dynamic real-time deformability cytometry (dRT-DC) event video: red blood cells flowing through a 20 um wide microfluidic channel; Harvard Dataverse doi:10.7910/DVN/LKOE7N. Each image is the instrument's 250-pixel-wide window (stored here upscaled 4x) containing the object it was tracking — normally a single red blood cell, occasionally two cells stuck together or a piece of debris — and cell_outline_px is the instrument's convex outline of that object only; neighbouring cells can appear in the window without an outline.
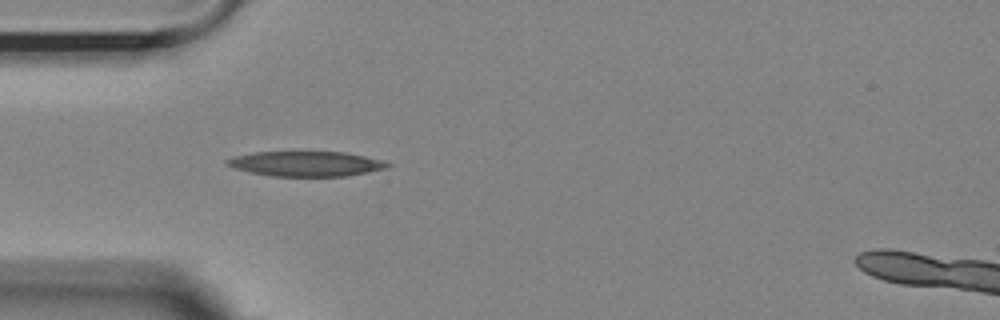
{"species": "Egyptian fruit bat (a non-hibernating species)", "species_latin": "Rousettus aegyptiacus", "temperature_condition": "room temperature", "stored_images_in_passage": 1, "camera_frame_rate_fps": 3000, "um_per_image_px": 0.085, "animal": {"sex": "female"}, "frame": {"image": 1, "passage_image": 1, "time_ms": 0.0, "image_size_px": [1000, 320], "cell_outline_px": [[392, 164], [388, 168], [368, 172], [344, 176], [272, 176], [252, 172], [236, 168], [224, 164], [224, 160], [232, 156], [252, 152], [344, 152], [384, 160]], "centroid_in_image_um": [26.01, 13.91], "position_along_channel_um": 59.0, "area_um2": 23.41}}